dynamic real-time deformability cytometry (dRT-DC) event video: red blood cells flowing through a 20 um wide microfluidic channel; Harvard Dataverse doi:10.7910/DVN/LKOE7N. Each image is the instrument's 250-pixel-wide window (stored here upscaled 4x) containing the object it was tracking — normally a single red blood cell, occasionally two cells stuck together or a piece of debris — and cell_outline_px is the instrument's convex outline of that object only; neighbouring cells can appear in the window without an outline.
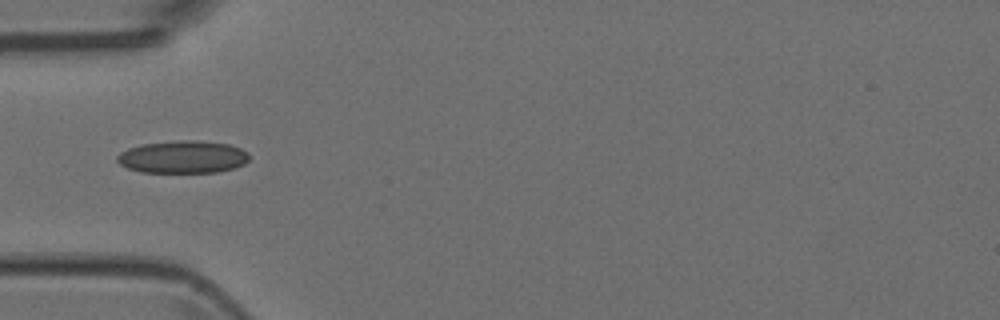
{"species": "Egyptian fruit bat (a non-hibernating species)", "species_latin": "Rousettus aegyptiacus", "temperature_condition": "room temperature", "stored_images_in_passage": 5, "camera_frame_rate_fps": 3000, "um_per_image_px": 0.085, "animal": {"sex": "female"}, "frame": {"image": 1, "passage_image": 5, "time_ms": 5.0, "image_size_px": [1000, 320], "cell_outline_px": [[248, 160], [244, 164], [232, 168], [216, 172], [140, 172], [128, 168], [120, 164], [116, 160], [116, 156], [120, 152], [128, 148], [144, 144], [180, 140], [192, 140], [228, 144], [240, 148], [248, 152]], "centroid_in_image_um": [15.52, 13.34], "position_along_channel_um": 69.5, "area_um2": 24.85}}